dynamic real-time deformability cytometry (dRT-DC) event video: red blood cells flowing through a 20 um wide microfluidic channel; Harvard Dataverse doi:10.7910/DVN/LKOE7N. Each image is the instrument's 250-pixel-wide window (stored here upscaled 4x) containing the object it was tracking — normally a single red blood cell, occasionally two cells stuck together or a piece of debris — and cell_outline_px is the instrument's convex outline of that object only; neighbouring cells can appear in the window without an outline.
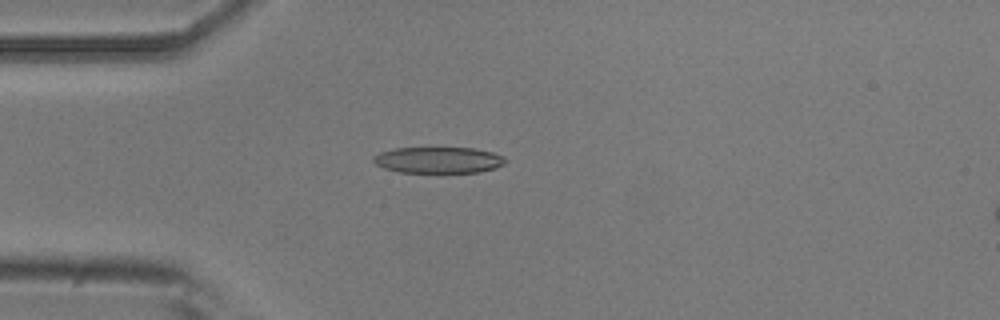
{"species": "common noctule bat (a hibernating species)", "species_latin": "Nyctalus noctula", "temperature_condition": "room temperature", "stored_images_in_passage": 14, "camera_frame_rate_fps": 3000, "um_per_image_px": 0.085, "animal": {"sex": "male", "body_mass_g": 20.5, "forearm_length_mm": 52.5}, "frame": {"image": 1, "passage_image": 10, "time_ms": 3.0, "image_size_px": [1000, 320], "cell_outline_px": [[508, 160], [504, 164], [496, 168], [480, 172], [400, 172], [384, 168], [376, 164], [372, 160], [372, 156], [380, 152], [396, 148], [472, 148], [492, 152], [504, 156]], "centroid_in_image_um": [37.28, 13.6], "position_along_channel_um": 47.7, "area_um2": 20.17}}